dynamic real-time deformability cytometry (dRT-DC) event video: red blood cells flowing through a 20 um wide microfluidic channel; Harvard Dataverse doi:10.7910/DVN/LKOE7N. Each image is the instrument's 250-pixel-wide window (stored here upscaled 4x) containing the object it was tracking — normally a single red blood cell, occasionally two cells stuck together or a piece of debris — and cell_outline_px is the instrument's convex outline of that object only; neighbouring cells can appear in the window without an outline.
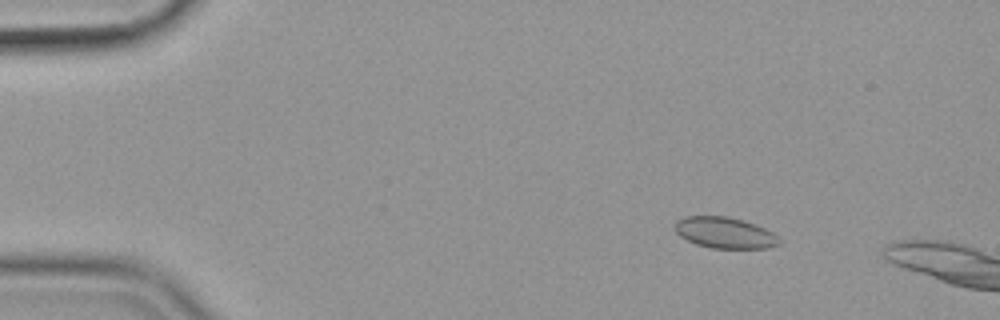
{"species": "common noctule bat (a hibernating species)", "species_latin": "Nyctalus noctula", "temperature_condition": "cold", "stored_images_in_passage": 54, "camera_frame_rate_fps": 3000, "um_per_image_px": 0.085, "animal": {"sex": "female", "body_mass_g": 19.9}, "frame": {"image": 1, "passage_image": 9, "time_ms": 2.667, "image_size_px": [1000, 320], "cell_outline_px": [[780, 244], [768, 248], [712, 248], [696, 244], [680, 236], [672, 228], [676, 220], [684, 216], [728, 216], [756, 224], [772, 232], [780, 240]], "centroid_in_image_um": [61.57, 19.77], "position_along_channel_um": 23.4, "area_um2": 19.02}}
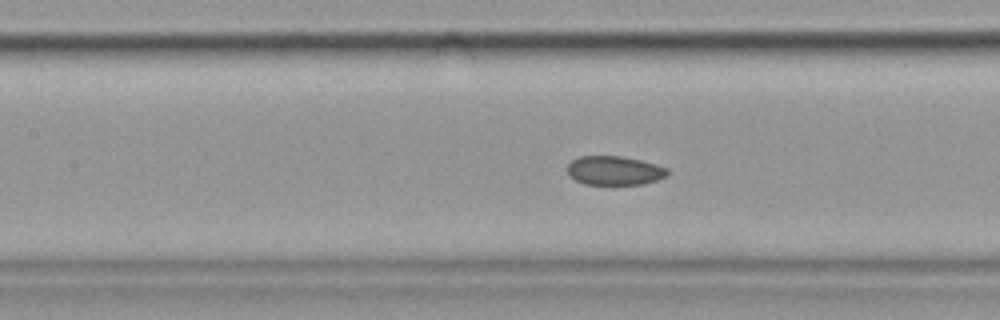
{"frame": {"image": 2, "passage_image": 27, "time_ms": 8.667, "image_size_px": [1000, 320], "cell_outline_px": [[668, 176], [644, 184], [584, 184], [568, 176], [568, 164], [572, 160], [580, 156], [620, 156], [640, 160], [656, 164], [668, 168]], "centroid_in_image_um": [52.23, 14.5], "position_along_channel_um": 155.2, "area_um2": 16.94}}
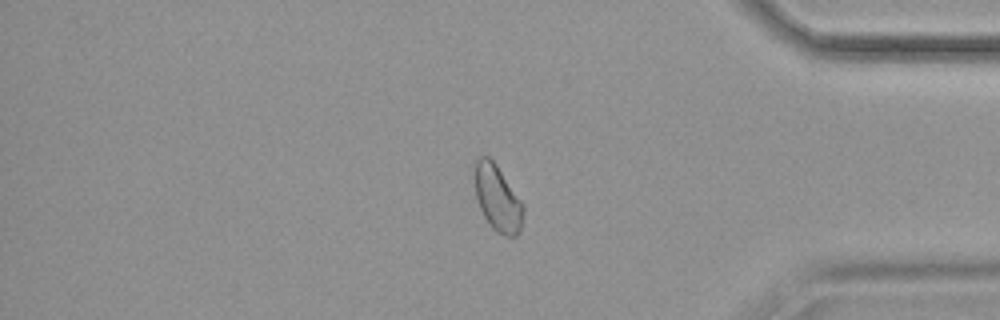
{"frame": {"image": 3, "passage_image": 49, "time_ms": 16.0, "image_size_px": [1000, 320], "cell_outline_px": [[524, 212], [520, 232], [516, 236], [504, 236], [496, 232], [492, 228], [484, 216], [480, 208], [476, 196], [472, 176], [476, 160], [480, 156], [488, 156], [496, 164], [524, 204]], "centroid_in_image_um": [42.28, 16.84], "position_along_channel_um": 392.9, "area_um2": 19.07}, "authors_computed_cell_mechanics": {"area_um2": 18.2937, "velocity_mm_per_s": 3.5402, "shape_relaxation_time_tau1_ms": 4.8, "shape_relaxation_time_tau2_ms": 3.8939, "deformation_change_tau1": 0.0585, "deformation_change_tau2": 0.0459}}